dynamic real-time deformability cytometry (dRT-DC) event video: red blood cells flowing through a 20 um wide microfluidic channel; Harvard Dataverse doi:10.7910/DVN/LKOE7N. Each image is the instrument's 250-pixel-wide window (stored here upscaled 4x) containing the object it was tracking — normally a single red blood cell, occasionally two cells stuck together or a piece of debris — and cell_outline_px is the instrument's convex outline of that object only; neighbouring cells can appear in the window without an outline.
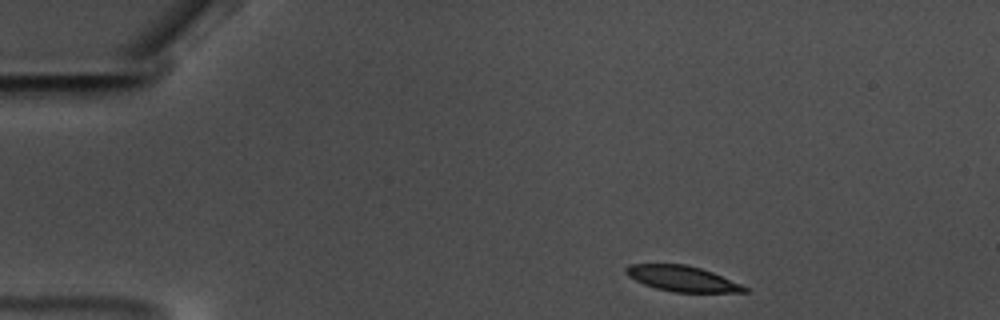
{"species": "common noctule bat (a hibernating species)", "species_latin": "Nyctalus noctula", "temperature_condition": "warm", "stored_images_in_passage": 51, "camera_frame_rate_fps": 3000, "um_per_image_px": 0.085, "animal": {"sex": "male", "body_mass_g": 17.5, "forearm_length_mm": 52.3}, "frame": {"image": 1, "passage_image": 2, "time_ms": 0.333, "image_size_px": [1000, 320], "cell_outline_px": [[748, 292], [672, 292], [656, 288], [644, 284], [628, 276], [624, 272], [624, 268], [628, 264], [684, 264], [700, 268], [712, 272], [740, 284], [748, 288]], "centroid_in_image_um": [57.94, 23.68], "position_along_channel_um": 27.1, "area_um2": 17.51}}
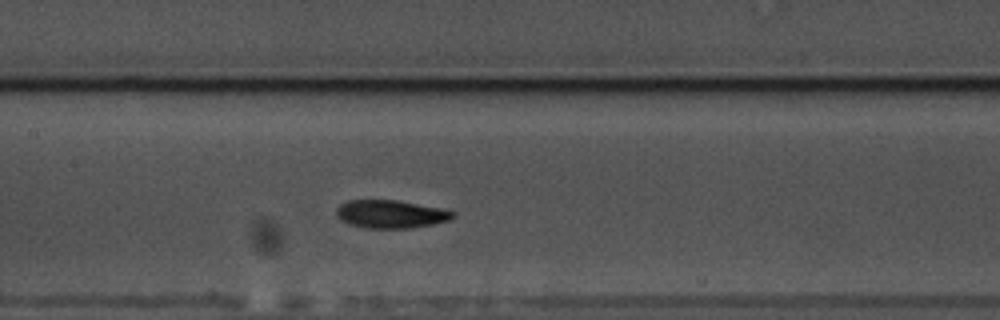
{"frame": {"image": 2, "passage_image": 21, "time_ms": 6.667, "image_size_px": [1000, 320], "cell_outline_px": [[456, 216], [448, 220], [432, 224], [412, 228], [368, 228], [348, 224], [340, 220], [336, 216], [336, 208], [340, 204], [348, 200], [396, 200], [444, 208], [456, 212]], "centroid_in_image_um": [33.22, 18.19], "position_along_channel_um": 174.2, "area_um2": 19.25}}
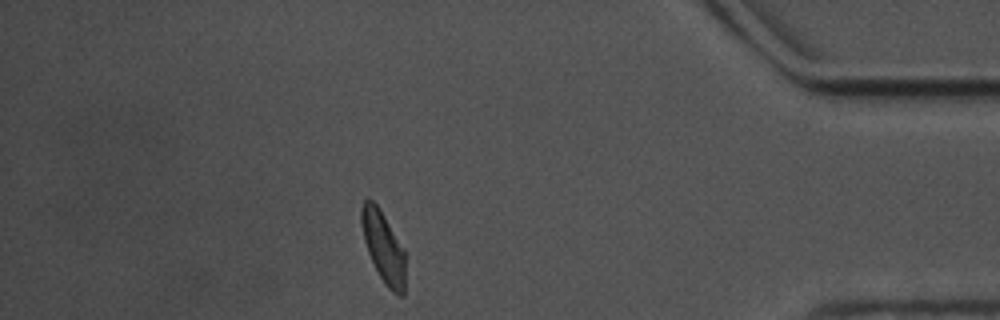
{"frame": {"image": 3, "passage_image": 44, "time_ms": 14.333, "image_size_px": [1000, 320], "cell_outline_px": [[404, 296], [396, 296], [384, 284], [368, 252], [364, 240], [360, 220], [360, 208], [364, 200], [368, 196], [380, 208], [404, 248]], "centroid_in_image_um": [32.57, 20.96], "position_along_channel_um": 402.6, "area_um2": 18.32}, "authors_computed_cell_mechanics": {"area_um2": 18.9584, "velocity_mm_per_s": 3.4863, "shape_relaxation_time_tau1_ms": 3.3331, "shape_relaxation_time_tau2_ms": 3.1624, "deformation_change_tau1": 0.1414, "deformation_change_tau2": 0.0795}}